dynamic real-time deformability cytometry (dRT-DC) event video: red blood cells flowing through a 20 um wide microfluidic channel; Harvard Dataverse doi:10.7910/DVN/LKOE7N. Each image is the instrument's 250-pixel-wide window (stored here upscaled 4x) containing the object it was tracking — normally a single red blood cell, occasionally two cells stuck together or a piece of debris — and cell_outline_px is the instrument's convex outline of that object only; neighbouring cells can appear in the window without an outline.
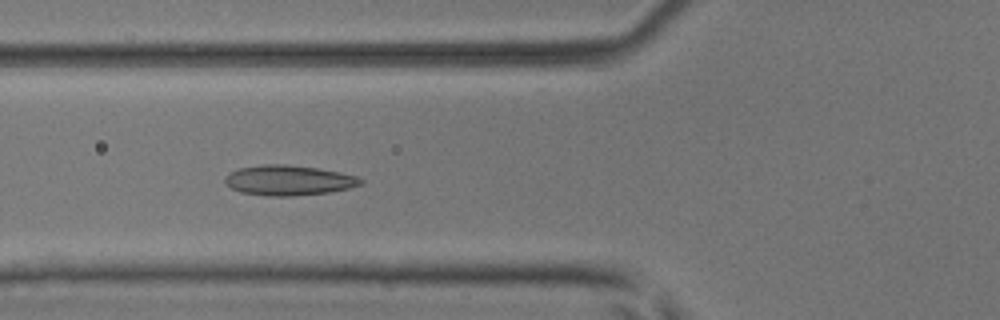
{"species": "common noctule bat (a hibernating species)", "species_latin": "Nyctalus noctula", "temperature_condition": "room temperature", "stored_images_in_passage": 7, "camera_frame_rate_fps": 3000, "um_per_image_px": 0.085, "animal": {"sex": "male", "body_mass_g": 17.9, "forearm_length_mm": 54.2}, "frame": {"image": 1, "passage_image": 6, "time_ms": 1.667, "image_size_px": [1000, 320], "cell_outline_px": [[364, 184], [348, 188], [328, 192], [292, 196], [268, 196], [240, 192], [232, 188], [224, 180], [224, 176], [240, 168], [268, 164], [284, 164], [316, 168], [340, 172], [356, 176], [364, 180]], "centroid_in_image_um": [24.56, 15.33], "position_along_channel_um": 101.2, "area_um2": 23.58}}
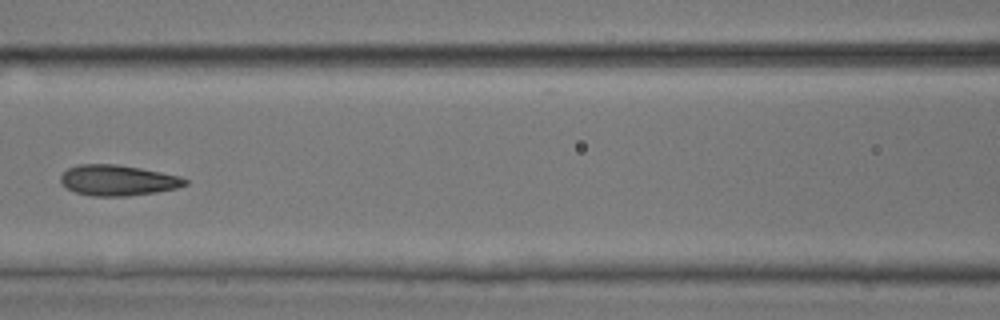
{"frame": {"image": 2, "passage_image": 7, "time_ms": 2.0, "image_size_px": [1000, 320], "cell_outline_px": [[188, 184], [176, 188], [156, 192], [128, 196], [92, 196], [76, 192], [60, 184], [60, 176], [68, 168], [80, 164], [116, 164], [140, 168], [180, 176], [188, 180]], "centroid_in_image_um": [10.01, 15.32], "position_along_channel_um": 156.6, "area_um2": 22.2}}